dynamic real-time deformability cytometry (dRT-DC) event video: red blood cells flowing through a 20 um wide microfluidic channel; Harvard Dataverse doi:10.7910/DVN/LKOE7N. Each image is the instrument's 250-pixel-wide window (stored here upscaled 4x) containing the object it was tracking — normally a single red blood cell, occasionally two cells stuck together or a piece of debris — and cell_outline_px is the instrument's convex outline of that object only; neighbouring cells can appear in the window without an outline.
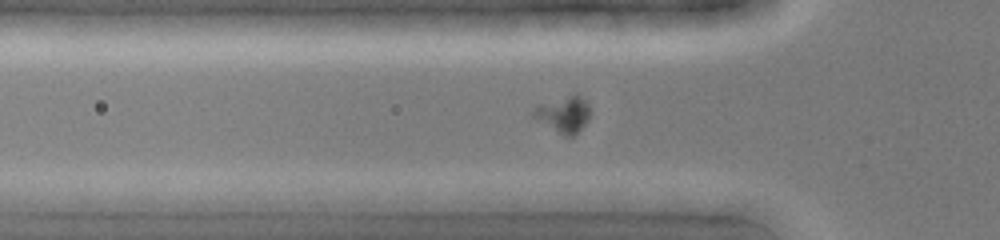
{"species": "common noctule bat (a hibernating species)", "species_latin": "Nyctalus noctula", "temperature_condition": "cold", "stored_images_in_passage": 43, "camera_frame_rate_fps": 3000, "um_per_image_px": 0.085, "animal": {"sex": "female", "body_mass_g": 19.0, "forearm_length_mm": 51.5}, "frame": {"image": 1, "passage_image": 14, "time_ms": 4.333, "image_size_px": [1000, 240], "cell_outline_px": [[588, 120], [572, 136], [564, 136], [532, 116], [532, 112], [536, 104], [576, 92], [588, 104]], "centroid_in_image_um": [47.87, 9.66], "position_along_channel_um": 77.9, "area_um2": 11.85}}
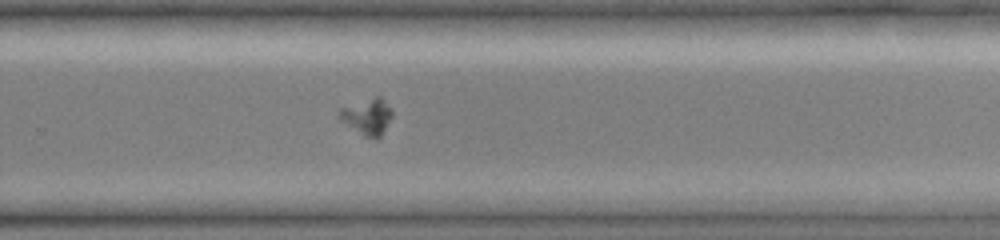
{"frame": {"image": 2, "passage_image": 29, "time_ms": 9.333, "image_size_px": [1000, 240], "cell_outline_px": [[392, 116], [380, 136], [364, 136], [340, 120], [336, 116], [340, 108], [376, 96], [380, 96], [392, 108]], "centroid_in_image_um": [31.2, 9.87], "position_along_channel_um": 298.6, "area_um2": 10.87}}
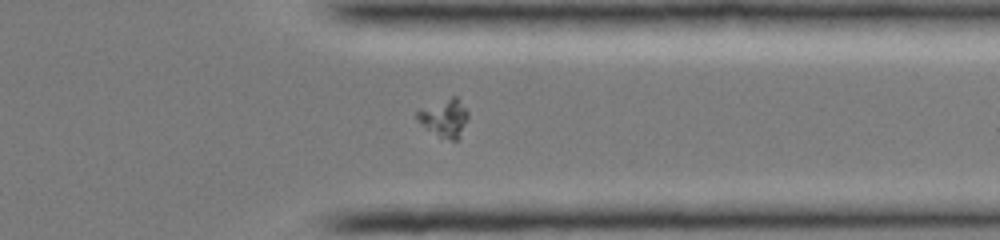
{"frame": {"image": 3, "passage_image": 34, "time_ms": 11.0, "image_size_px": [1000, 240], "cell_outline_px": [[468, 120], [456, 140], [452, 140], [440, 136], [416, 120], [416, 112], [452, 96], [456, 96], [468, 112]], "centroid_in_image_um": [37.8, 10.01], "position_along_channel_um": 373.6, "area_um2": 10.64}}